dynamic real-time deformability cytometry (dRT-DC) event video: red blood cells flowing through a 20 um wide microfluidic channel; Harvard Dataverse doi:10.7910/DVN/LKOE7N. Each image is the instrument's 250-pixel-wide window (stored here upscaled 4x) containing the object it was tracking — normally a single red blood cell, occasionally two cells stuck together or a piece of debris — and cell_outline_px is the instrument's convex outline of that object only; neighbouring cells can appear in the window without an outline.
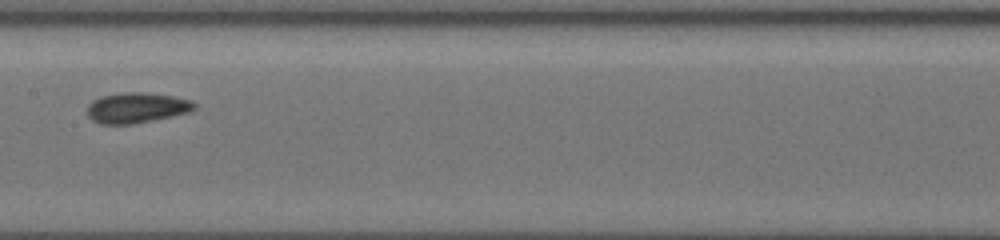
{"species": "common noctule bat (a hibernating species)", "species_latin": "Nyctalus noctula", "temperature_condition": "cold", "stored_images_in_passage": 12, "camera_frame_rate_fps": 3000, "um_per_image_px": 0.085, "animal": {"sex": "female", "body_mass_g": 19.5, "forearm_length_mm": 54.1}, "frame": {"image": 1, "passage_image": 11, "time_ms": 6.0, "image_size_px": [1000, 240], "cell_outline_px": [[196, 108], [188, 112], [152, 120], [132, 124], [100, 124], [92, 120], [88, 116], [88, 104], [92, 100], [104, 96], [124, 92], [144, 92], [172, 96], [192, 100], [196, 104]], "centroid_in_image_um": [11.6, 9.16], "position_along_channel_um": 195.8, "area_um2": 18.84}}